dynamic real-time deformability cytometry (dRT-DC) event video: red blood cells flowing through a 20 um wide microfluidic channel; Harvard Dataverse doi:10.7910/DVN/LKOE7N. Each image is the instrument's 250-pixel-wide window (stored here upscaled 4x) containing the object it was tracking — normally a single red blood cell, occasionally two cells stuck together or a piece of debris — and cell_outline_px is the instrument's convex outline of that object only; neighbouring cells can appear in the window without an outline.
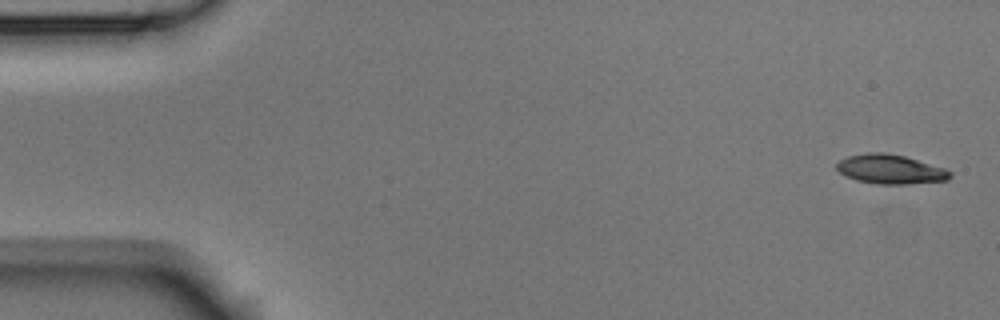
{"species": "Egyptian fruit bat (a non-hibernating species)", "species_latin": "Rousettus aegyptiacus", "temperature_condition": "room temperature", "stored_images_in_passage": 5, "camera_frame_rate_fps": 3000, "um_per_image_px": 0.085, "animal": {"sex": "male"}, "frame": {"image": 1, "passage_image": 1, "time_ms": 0.0, "image_size_px": [1000, 320], "cell_outline_px": [[952, 176], [948, 180], [904, 184], [876, 184], [856, 180], [840, 172], [836, 168], [836, 164], [840, 160], [848, 156], [868, 152], [884, 152], [904, 156], [944, 168], [952, 172]], "centroid_in_image_um": [75.68, 14.38], "position_along_channel_um": 9.3, "area_um2": 19.25}}
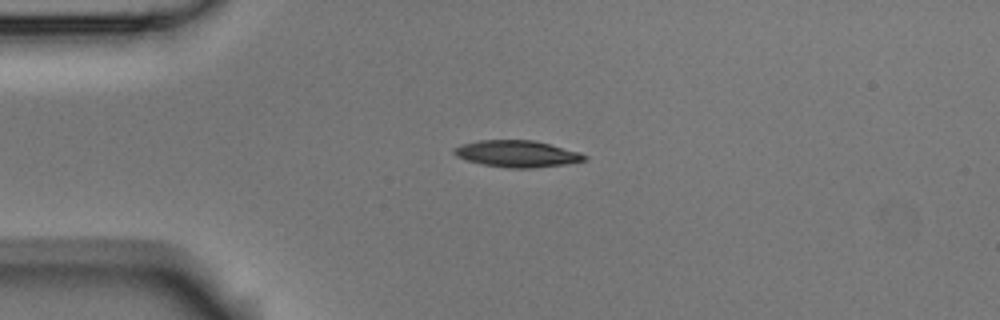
{"frame": {"image": 2, "passage_image": 4, "time_ms": 1.0, "image_size_px": [1000, 320], "cell_outline_px": [[588, 160], [564, 164], [528, 168], [512, 168], [480, 164], [456, 156], [452, 152], [452, 148], [460, 144], [480, 140], [532, 140], [580, 152], [588, 156]], "centroid_in_image_um": [43.92, 13.06], "position_along_channel_um": 41.1, "area_um2": 20.17}}